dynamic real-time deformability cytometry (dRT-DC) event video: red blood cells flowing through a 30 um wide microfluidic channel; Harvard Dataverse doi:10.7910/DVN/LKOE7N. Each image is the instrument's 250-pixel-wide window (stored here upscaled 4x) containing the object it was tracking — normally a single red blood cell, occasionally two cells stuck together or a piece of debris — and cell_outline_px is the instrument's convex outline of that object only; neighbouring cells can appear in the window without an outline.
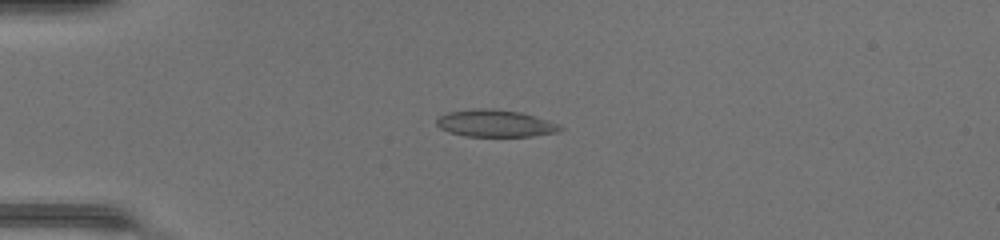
{"species": "common noctule bat (a hibernating species)", "species_latin": "Nyctalus noctula", "temperature_condition": "warm", "stored_images_in_passage": 41, "camera_frame_rate_fps": 3000, "um_per_image_px": 0.085, "animal": {"sex": "female", "body_mass_g": 17.0, "forearm_length_mm": 48.0}, "frame": {"image": 1, "passage_image": 6, "time_ms": 1.667, "image_size_px": [1000, 240], "cell_outline_px": [[564, 128], [560, 132], [532, 136], [464, 136], [448, 132], [440, 128], [436, 124], [436, 120], [440, 116], [448, 112], [476, 108], [484, 108], [520, 112], [548, 120], [560, 124]], "centroid_in_image_um": [42.11, 10.49], "position_along_channel_um": 42.9, "area_um2": 19.54}}
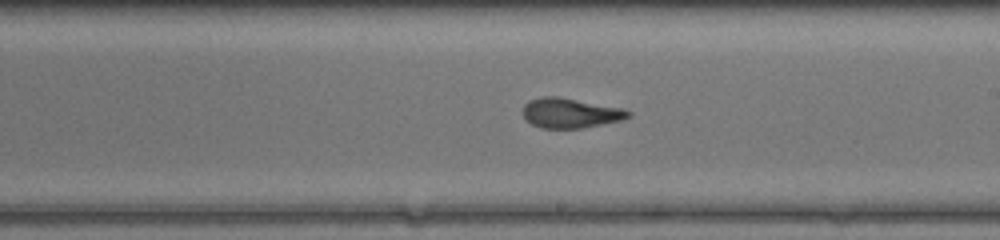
{"frame": {"image": 2, "passage_image": 22, "time_ms": 7.0, "image_size_px": [1000, 240], "cell_outline_px": [[632, 116], [620, 120], [584, 128], [540, 128], [532, 124], [524, 116], [524, 104], [528, 100], [544, 96], [556, 96], [620, 108], [632, 112]], "centroid_in_image_um": [48.47, 9.61], "position_along_channel_um": 240.5, "area_um2": 18.09}}
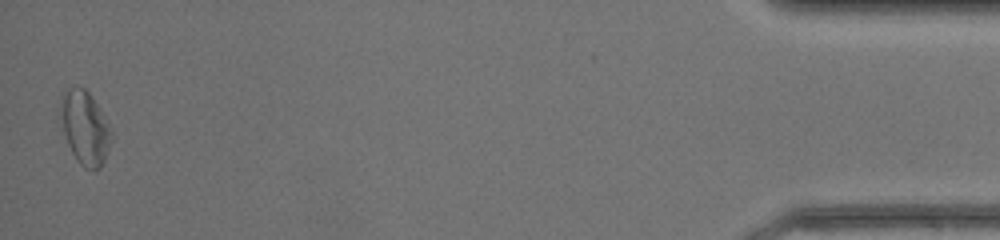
{"frame": {"image": 3, "passage_image": 41, "time_ms": 13.333, "image_size_px": [1000, 240], "cell_outline_px": [[112, 140], [104, 160], [100, 168], [84, 168], [80, 164], [72, 152], [68, 144], [64, 132], [64, 96], [68, 88], [84, 88], [88, 92], [104, 116], [112, 132]], "centroid_in_image_um": [7.3, 10.93], "position_along_channel_um": 427.9, "area_um2": 20.4}, "authors_computed_cell_mechanics": {"area_um2": 19.074, "velocity_mm_per_s": 4.3331, "shape_relaxation_time_tau1_ms": null, "shape_relaxation_time_tau2_ms": 1.7997, "deformation_change_tau1": null, "deformation_change_tau2": 0.0868}}